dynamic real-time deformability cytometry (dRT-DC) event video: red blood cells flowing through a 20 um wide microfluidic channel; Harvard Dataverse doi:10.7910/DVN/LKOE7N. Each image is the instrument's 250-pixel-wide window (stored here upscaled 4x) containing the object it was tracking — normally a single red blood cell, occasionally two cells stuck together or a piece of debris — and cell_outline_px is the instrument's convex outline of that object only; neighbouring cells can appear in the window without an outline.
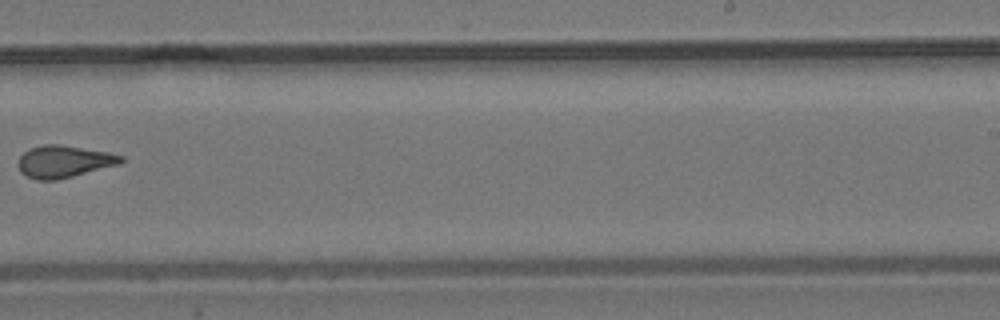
{"species": "common noctule bat (a hibernating species)", "species_latin": "Nyctalus noctula", "temperature_condition": "room temperature", "stored_images_in_passage": 10, "camera_frame_rate_fps": 3000, "um_per_image_px": 0.085, "animal": {"sex": "male", "body_mass_g": 19.2, "forearm_length_mm": 51.8}, "frame": {"image": 1, "passage_image": 9, "time_ms": 10.667, "image_size_px": [1000, 320], "cell_outline_px": [[124, 160], [120, 164], [56, 180], [36, 180], [20, 172], [16, 164], [20, 156], [28, 148], [44, 144], [60, 144], [108, 152], [124, 156]], "centroid_in_image_um": [5.4, 13.72], "position_along_channel_um": 283.6, "area_um2": 19.36}}
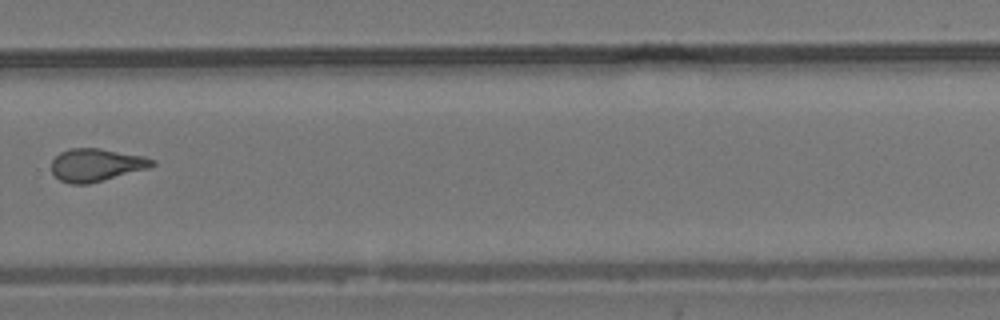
{"frame": {"image": 2, "passage_image": 10, "time_ms": 11.667, "image_size_px": [1000, 320], "cell_outline_px": [[156, 164], [148, 168], [88, 184], [72, 184], [60, 180], [52, 172], [52, 160], [60, 152], [72, 148], [100, 148], [144, 156], [156, 160]], "centroid_in_image_um": [8.19, 14.01], "position_along_channel_um": 321.6, "area_um2": 19.13}}